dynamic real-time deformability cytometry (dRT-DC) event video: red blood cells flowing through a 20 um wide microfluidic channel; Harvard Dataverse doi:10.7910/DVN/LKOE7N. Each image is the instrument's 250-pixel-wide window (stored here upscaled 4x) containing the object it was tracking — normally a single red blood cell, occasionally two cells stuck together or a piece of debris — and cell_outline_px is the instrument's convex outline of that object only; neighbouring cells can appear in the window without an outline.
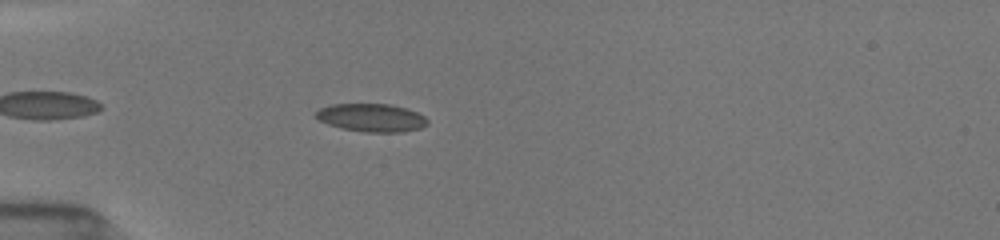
{"species": "common noctule bat (a hibernating species)", "species_latin": "Nyctalus noctula", "temperature_condition": "room temperature", "stored_images_in_passage": 36, "camera_frame_rate_fps": 3000, "um_per_image_px": 0.085, "animal": {"sex": "female", "body_mass_g": 19.5, "forearm_length_mm": 54.1}, "frame": {"image": 1, "passage_image": 3, "time_ms": 1.0, "image_size_px": [1000, 240], "cell_outline_px": [[428, 124], [420, 128], [404, 132], [364, 132], [340, 128], [328, 124], [320, 120], [316, 116], [316, 112], [320, 108], [332, 104], [388, 104], [404, 108], [416, 112], [424, 116], [428, 120]], "centroid_in_image_um": [31.58, 10.01], "position_along_channel_um": 53.4, "area_um2": 18.15}}
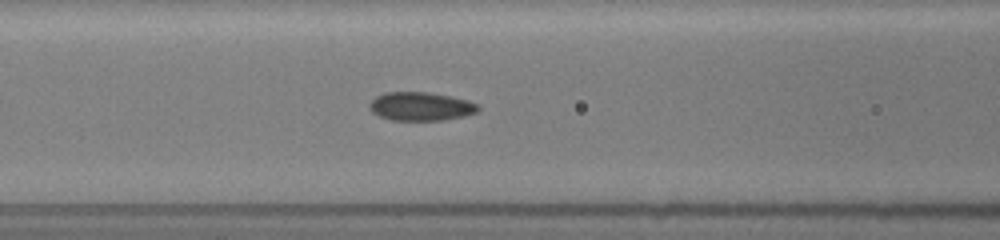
{"frame": {"image": 2, "passage_image": 11, "time_ms": 3.333, "image_size_px": [1000, 240], "cell_outline_px": [[480, 108], [476, 112], [464, 116], [444, 120], [392, 120], [380, 116], [372, 112], [368, 108], [368, 104], [376, 96], [384, 92], [428, 92], [452, 96], [468, 100], [480, 104]], "centroid_in_image_um": [35.78, 9.03], "position_along_channel_um": 130.8, "area_um2": 18.26}}
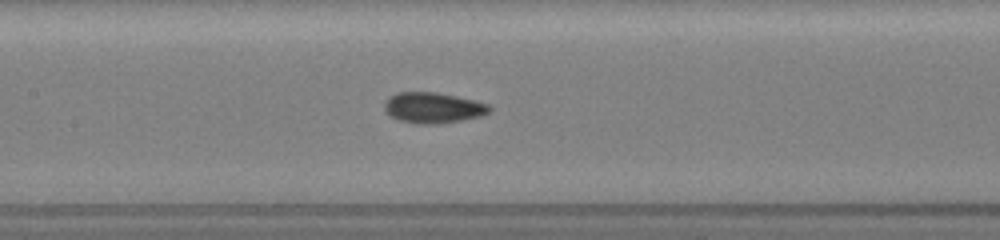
{"frame": {"image": 3, "passage_image": 16, "time_ms": 4.333, "image_size_px": [1000, 240], "cell_outline_px": [[492, 108], [488, 112], [480, 116], [460, 120], [436, 124], [416, 124], [400, 120], [392, 116], [384, 108], [384, 104], [388, 96], [396, 92], [436, 92], [456, 96], [488, 104]], "centroid_in_image_um": [36.78, 9.15], "position_along_channel_um": 170.6, "area_um2": 18.61}}